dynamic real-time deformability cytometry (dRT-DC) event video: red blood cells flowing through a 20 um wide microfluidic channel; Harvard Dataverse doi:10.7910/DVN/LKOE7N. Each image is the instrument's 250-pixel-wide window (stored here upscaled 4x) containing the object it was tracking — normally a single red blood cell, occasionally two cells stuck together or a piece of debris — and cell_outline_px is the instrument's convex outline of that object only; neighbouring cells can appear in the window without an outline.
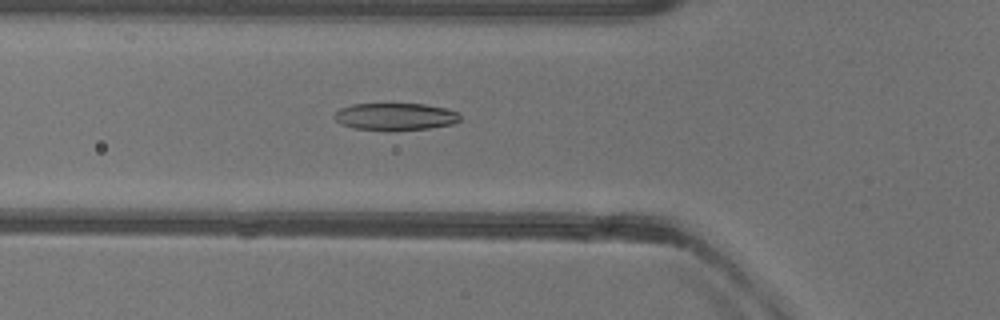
{"species": "common noctule bat (a hibernating species)", "species_latin": "Nyctalus noctula", "temperature_condition": "warm", "stored_images_in_passage": 49, "camera_frame_rate_fps": 3000, "um_per_image_px": 0.085, "animal": {"sex": "female"}, "frame": {"image": 1, "passage_image": 15, "time_ms": 4.667, "image_size_px": [1000, 320], "cell_outline_px": [[460, 120], [452, 124], [428, 128], [352, 128], [340, 124], [332, 116], [340, 108], [352, 104], [424, 104], [448, 108], [456, 112], [460, 116]], "centroid_in_image_um": [33.59, 9.87], "position_along_channel_um": 92.2, "area_um2": 19.25}}
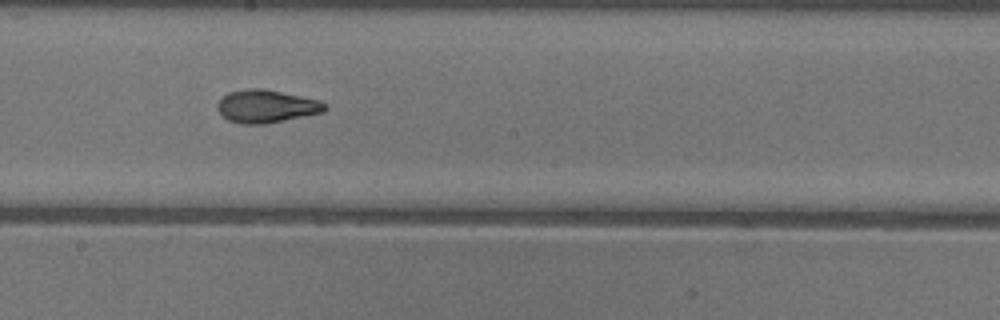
{"frame": {"image": 2, "passage_image": 25, "time_ms": 8.0, "image_size_px": [1000, 320], "cell_outline_px": [[328, 108], [324, 112], [264, 124], [240, 124], [228, 120], [216, 108], [216, 104], [228, 92], [248, 88], [260, 88], [320, 100], [328, 104]], "centroid_in_image_um": [22.65, 9.04], "position_along_channel_um": 225.6, "area_um2": 20.52}}
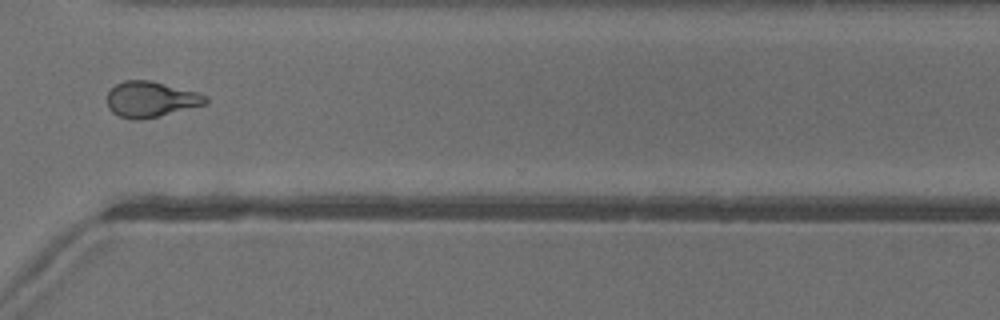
{"frame": {"image": 3, "passage_image": 35, "time_ms": 11.333, "image_size_px": [1000, 320], "cell_outline_px": [[208, 104], [160, 116], [140, 120], [132, 120], [120, 116], [112, 112], [108, 108], [108, 92], [116, 84], [124, 80], [148, 80], [196, 92], [208, 96]], "centroid_in_image_um": [12.83, 8.46], "position_along_channel_um": 357.8, "area_um2": 20.46}, "authors_computed_cell_mechanics": {"area_um2": 20.7502, "velocity_mm_per_s": 3.9803, "shape_relaxation_time_tau1_ms": 6.8533, "shape_relaxation_time_tau2_ms": 1.4261, "deformation_change_tau1": 0.2318, "deformation_change_tau2": 0.0812}}